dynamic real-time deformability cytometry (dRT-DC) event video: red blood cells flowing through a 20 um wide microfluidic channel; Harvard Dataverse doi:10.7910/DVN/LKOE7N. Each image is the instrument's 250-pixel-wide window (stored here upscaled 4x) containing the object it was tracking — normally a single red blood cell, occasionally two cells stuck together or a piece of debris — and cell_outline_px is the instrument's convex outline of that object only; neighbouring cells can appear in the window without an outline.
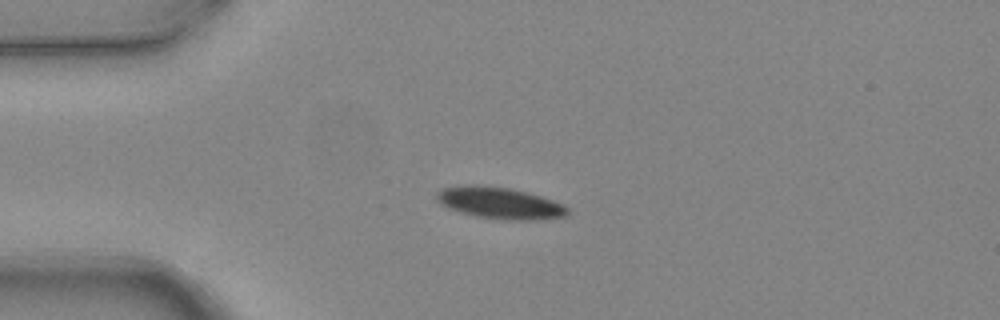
{"species": "common noctule bat (a hibernating species)", "species_latin": "Nyctalus noctula", "temperature_condition": "warm", "stored_images_in_passage": 1, "camera_frame_rate_fps": 3000, "um_per_image_px": 0.085, "animal": {"sex": "female", "body_mass_g": 24.6, "forearm_length_mm": 56.2}, "frame": {"image": 1, "passage_image": 1, "time_ms": 0.0, "image_size_px": [1000, 320], "cell_outline_px": [[568, 212], [564, 216], [532, 220], [500, 220], [476, 216], [460, 212], [448, 208], [440, 204], [436, 200], [436, 192], [444, 188], [468, 184], [476, 184], [508, 188], [528, 192], [552, 200], [568, 208]], "centroid_in_image_um": [42.41, 17.25], "position_along_channel_um": 42.6, "area_um2": 24.04}}